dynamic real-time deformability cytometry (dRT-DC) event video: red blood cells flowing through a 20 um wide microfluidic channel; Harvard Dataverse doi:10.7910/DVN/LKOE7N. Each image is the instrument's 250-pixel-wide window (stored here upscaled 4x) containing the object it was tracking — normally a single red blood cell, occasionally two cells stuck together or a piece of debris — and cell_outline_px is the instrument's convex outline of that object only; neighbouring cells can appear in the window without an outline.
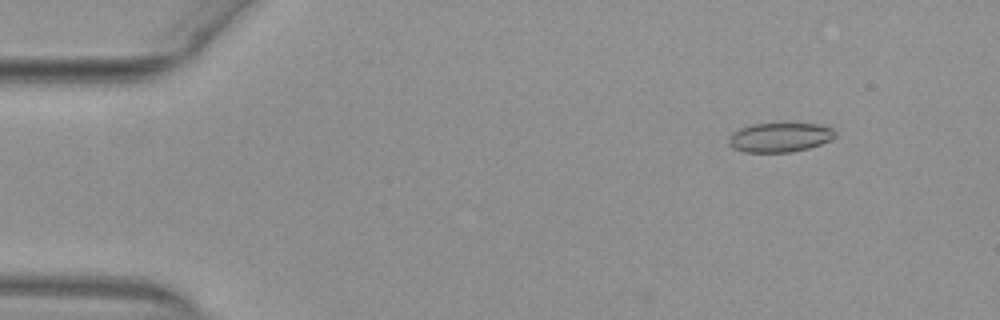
{"species": "common noctule bat (a hibernating species)", "species_latin": "Nyctalus noctula", "temperature_condition": "warm", "stored_images_in_passage": 54, "camera_frame_rate_fps": 3000, "um_per_image_px": 0.085, "animal": {"sex": "female", "body_mass_g": 29.2, "forearm_length_mm": 56.3}, "frame": {"image": 1, "passage_image": 7, "time_ms": 2.0, "image_size_px": [1000, 320], "cell_outline_px": [[836, 136], [820, 144], [808, 148], [792, 152], [744, 152], [732, 148], [728, 144], [728, 140], [732, 132], [740, 128], [752, 124], [784, 120], [816, 124], [832, 128], [836, 132]], "centroid_in_image_um": [66.26, 11.62], "position_along_channel_um": 18.7, "area_um2": 19.02}}
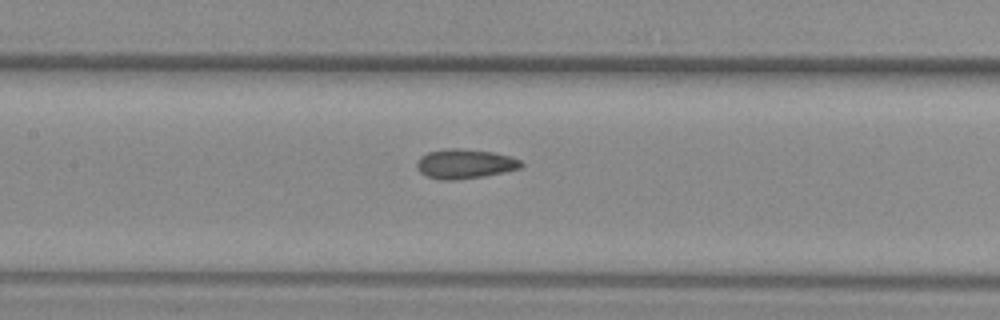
{"frame": {"image": 2, "passage_image": 26, "time_ms": 8.333, "image_size_px": [1000, 320], "cell_outline_px": [[524, 164], [520, 168], [504, 172], [484, 176], [456, 180], [440, 180], [428, 176], [420, 172], [416, 168], [416, 164], [420, 156], [428, 152], [444, 148], [460, 148], [492, 152], [512, 156], [520, 160]], "centroid_in_image_um": [39.5, 13.92], "position_along_channel_um": 167.9, "area_um2": 18.09}}
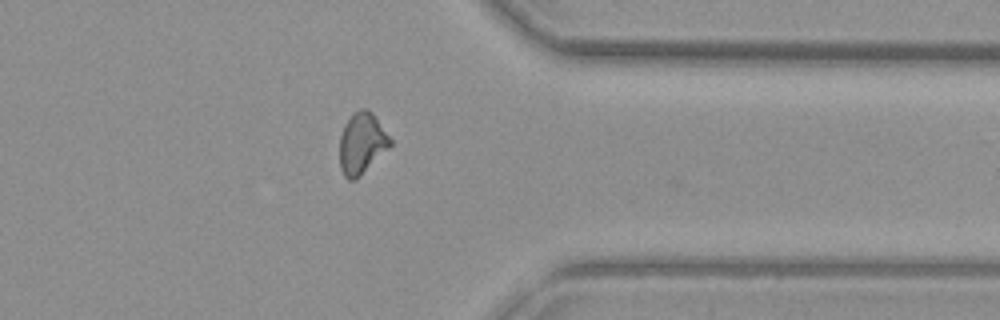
{"frame": {"image": 3, "passage_image": 43, "time_ms": 14.0, "image_size_px": [1000, 320], "cell_outline_px": [[392, 144], [356, 180], [348, 180], [344, 176], [340, 168], [340, 136], [344, 124], [360, 108], [364, 108], [372, 112], [392, 140]], "centroid_in_image_um": [30.74, 12.2], "position_along_channel_um": 380.7, "area_um2": 17.8}, "authors_computed_cell_mechanics": {"area_um2": 17.9469, "velocity_mm_per_s": 3.921, "shape_relaxation_time_tau1_ms": null, "shape_relaxation_time_tau2_ms": 1.8301, "deformation_change_tau1": null, "deformation_change_tau2": 0.0793}}